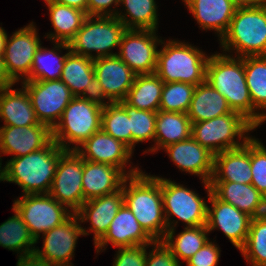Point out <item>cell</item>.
I'll return each instance as SVG.
<instances>
[{"label":"cell","instance_id":"6da1fadb","mask_svg":"<svg viewBox=\"0 0 266 266\" xmlns=\"http://www.w3.org/2000/svg\"><path fill=\"white\" fill-rule=\"evenodd\" d=\"M206 81L223 95L232 111L238 112L258 127L266 120V113L255 112L246 84L243 57L227 54L209 57Z\"/></svg>","mask_w":266,"mask_h":266},{"label":"cell","instance_id":"7a4b0ae2","mask_svg":"<svg viewBox=\"0 0 266 266\" xmlns=\"http://www.w3.org/2000/svg\"><path fill=\"white\" fill-rule=\"evenodd\" d=\"M122 189L124 204L131 210L138 223L154 240H162L168 227L162 203L161 178L140 171L127 176Z\"/></svg>","mask_w":266,"mask_h":266},{"label":"cell","instance_id":"3957f363","mask_svg":"<svg viewBox=\"0 0 266 266\" xmlns=\"http://www.w3.org/2000/svg\"><path fill=\"white\" fill-rule=\"evenodd\" d=\"M65 151L52 140L43 149L12 158L0 169V181L18 184L25 195L48 194L59 158Z\"/></svg>","mask_w":266,"mask_h":266},{"label":"cell","instance_id":"277c9868","mask_svg":"<svg viewBox=\"0 0 266 266\" xmlns=\"http://www.w3.org/2000/svg\"><path fill=\"white\" fill-rule=\"evenodd\" d=\"M220 43L223 51L236 50L237 57L266 56V0L237 7Z\"/></svg>","mask_w":266,"mask_h":266},{"label":"cell","instance_id":"5b68a950","mask_svg":"<svg viewBox=\"0 0 266 266\" xmlns=\"http://www.w3.org/2000/svg\"><path fill=\"white\" fill-rule=\"evenodd\" d=\"M158 51L156 74L164 82H185L195 86L206 81L209 57L184 42L169 40Z\"/></svg>","mask_w":266,"mask_h":266},{"label":"cell","instance_id":"8992f818","mask_svg":"<svg viewBox=\"0 0 266 266\" xmlns=\"http://www.w3.org/2000/svg\"><path fill=\"white\" fill-rule=\"evenodd\" d=\"M102 111L103 107L75 96L52 128V140L64 150H72L67 143L82 145L101 130Z\"/></svg>","mask_w":266,"mask_h":266},{"label":"cell","instance_id":"52a82bcc","mask_svg":"<svg viewBox=\"0 0 266 266\" xmlns=\"http://www.w3.org/2000/svg\"><path fill=\"white\" fill-rule=\"evenodd\" d=\"M256 127L243 115L233 111L210 120L192 124L191 137L214 155L242 147L250 138L245 136ZM244 135V137H243ZM243 138V143L235 137Z\"/></svg>","mask_w":266,"mask_h":266},{"label":"cell","instance_id":"ba28073f","mask_svg":"<svg viewBox=\"0 0 266 266\" xmlns=\"http://www.w3.org/2000/svg\"><path fill=\"white\" fill-rule=\"evenodd\" d=\"M125 30V25L115 16H88L69 42L70 51L93 60L117 55L109 51L120 46ZM92 51H96L97 55H91Z\"/></svg>","mask_w":266,"mask_h":266},{"label":"cell","instance_id":"9c48e42d","mask_svg":"<svg viewBox=\"0 0 266 266\" xmlns=\"http://www.w3.org/2000/svg\"><path fill=\"white\" fill-rule=\"evenodd\" d=\"M19 198L12 209L21 216L36 243L41 232L44 234L61 225L74 214L49 194H29Z\"/></svg>","mask_w":266,"mask_h":266},{"label":"cell","instance_id":"30bf717a","mask_svg":"<svg viewBox=\"0 0 266 266\" xmlns=\"http://www.w3.org/2000/svg\"><path fill=\"white\" fill-rule=\"evenodd\" d=\"M162 203L168 229L175 228L170 222L174 215L186 223V227L206 225L207 204L195 191L169 179L161 178ZM173 225L171 226V224Z\"/></svg>","mask_w":266,"mask_h":266},{"label":"cell","instance_id":"8fae6325","mask_svg":"<svg viewBox=\"0 0 266 266\" xmlns=\"http://www.w3.org/2000/svg\"><path fill=\"white\" fill-rule=\"evenodd\" d=\"M22 83V87L30 96L39 122L52 129L57 123L56 119L60 120L64 109L75 96L60 79L23 81Z\"/></svg>","mask_w":266,"mask_h":266},{"label":"cell","instance_id":"7c38bea8","mask_svg":"<svg viewBox=\"0 0 266 266\" xmlns=\"http://www.w3.org/2000/svg\"><path fill=\"white\" fill-rule=\"evenodd\" d=\"M83 163L84 159L76 150H66L59 158L48 193L60 204L69 207L74 214L83 204Z\"/></svg>","mask_w":266,"mask_h":266},{"label":"cell","instance_id":"4fadbf2b","mask_svg":"<svg viewBox=\"0 0 266 266\" xmlns=\"http://www.w3.org/2000/svg\"><path fill=\"white\" fill-rule=\"evenodd\" d=\"M154 30L126 29L122 35L119 54L136 75L153 74L156 72L158 51L157 43L162 42L156 37Z\"/></svg>","mask_w":266,"mask_h":266},{"label":"cell","instance_id":"5bb4252c","mask_svg":"<svg viewBox=\"0 0 266 266\" xmlns=\"http://www.w3.org/2000/svg\"><path fill=\"white\" fill-rule=\"evenodd\" d=\"M204 185L208 192V200L212 205V209L207 206L206 227L208 231L221 229L231 243L240 250L248 237L251 224L250 215L218 199L212 193L210 183L204 182Z\"/></svg>","mask_w":266,"mask_h":266},{"label":"cell","instance_id":"9a60e30c","mask_svg":"<svg viewBox=\"0 0 266 266\" xmlns=\"http://www.w3.org/2000/svg\"><path fill=\"white\" fill-rule=\"evenodd\" d=\"M79 218L73 214L69 219L44 233L43 250L34 249V254L52 266H72L70 263L77 239L88 235L85 228L79 225Z\"/></svg>","mask_w":266,"mask_h":266},{"label":"cell","instance_id":"2e32d148","mask_svg":"<svg viewBox=\"0 0 266 266\" xmlns=\"http://www.w3.org/2000/svg\"><path fill=\"white\" fill-rule=\"evenodd\" d=\"M33 23L16 31L11 38L6 35L3 61L9 77L16 83L20 77L25 81L31 72L36 51L41 46Z\"/></svg>","mask_w":266,"mask_h":266},{"label":"cell","instance_id":"e0dca14e","mask_svg":"<svg viewBox=\"0 0 266 266\" xmlns=\"http://www.w3.org/2000/svg\"><path fill=\"white\" fill-rule=\"evenodd\" d=\"M80 146H82L81 149L79 146H75L72 150H76L84 160L118 167L126 176L141 171L139 168H132L130 171L128 170V173L124 170L125 164L128 163V159L133 153L132 150L122 141L115 139L102 129L95 132Z\"/></svg>","mask_w":266,"mask_h":266},{"label":"cell","instance_id":"ac0fdd59","mask_svg":"<svg viewBox=\"0 0 266 266\" xmlns=\"http://www.w3.org/2000/svg\"><path fill=\"white\" fill-rule=\"evenodd\" d=\"M52 141V129L43 123L32 126H3L0 128V152L25 156L43 149ZM0 158V168H1Z\"/></svg>","mask_w":266,"mask_h":266},{"label":"cell","instance_id":"d6986e66","mask_svg":"<svg viewBox=\"0 0 266 266\" xmlns=\"http://www.w3.org/2000/svg\"><path fill=\"white\" fill-rule=\"evenodd\" d=\"M95 77L101 83L109 102L123 101L136 74L117 55L93 60Z\"/></svg>","mask_w":266,"mask_h":266},{"label":"cell","instance_id":"ffe728a7","mask_svg":"<svg viewBox=\"0 0 266 266\" xmlns=\"http://www.w3.org/2000/svg\"><path fill=\"white\" fill-rule=\"evenodd\" d=\"M109 242L114 247L124 248L153 245L155 240L138 223L131 210L123 204L105 236L95 245L96 252H100Z\"/></svg>","mask_w":266,"mask_h":266},{"label":"cell","instance_id":"44dd1931","mask_svg":"<svg viewBox=\"0 0 266 266\" xmlns=\"http://www.w3.org/2000/svg\"><path fill=\"white\" fill-rule=\"evenodd\" d=\"M163 149L182 171L200 175L203 183H210L214 171V154L192 137L170 144Z\"/></svg>","mask_w":266,"mask_h":266},{"label":"cell","instance_id":"7402d4cb","mask_svg":"<svg viewBox=\"0 0 266 266\" xmlns=\"http://www.w3.org/2000/svg\"><path fill=\"white\" fill-rule=\"evenodd\" d=\"M124 204L122 187L109 194L85 201L75 213L80 222H91L90 231L94 232V245L107 233L112 220Z\"/></svg>","mask_w":266,"mask_h":266},{"label":"cell","instance_id":"603a6c76","mask_svg":"<svg viewBox=\"0 0 266 266\" xmlns=\"http://www.w3.org/2000/svg\"><path fill=\"white\" fill-rule=\"evenodd\" d=\"M126 177L118 167L84 160L82 175L83 203L119 190Z\"/></svg>","mask_w":266,"mask_h":266},{"label":"cell","instance_id":"cb8c5ba5","mask_svg":"<svg viewBox=\"0 0 266 266\" xmlns=\"http://www.w3.org/2000/svg\"><path fill=\"white\" fill-rule=\"evenodd\" d=\"M211 181L251 184L250 138L240 148L214 155V171Z\"/></svg>","mask_w":266,"mask_h":266},{"label":"cell","instance_id":"d4e9b609","mask_svg":"<svg viewBox=\"0 0 266 266\" xmlns=\"http://www.w3.org/2000/svg\"><path fill=\"white\" fill-rule=\"evenodd\" d=\"M202 29H213L220 39L229 28L237 6L231 0H183Z\"/></svg>","mask_w":266,"mask_h":266},{"label":"cell","instance_id":"484cf974","mask_svg":"<svg viewBox=\"0 0 266 266\" xmlns=\"http://www.w3.org/2000/svg\"><path fill=\"white\" fill-rule=\"evenodd\" d=\"M11 88L0 90V118L4 120V126L38 125L40 122L26 89Z\"/></svg>","mask_w":266,"mask_h":266},{"label":"cell","instance_id":"4316f807","mask_svg":"<svg viewBox=\"0 0 266 266\" xmlns=\"http://www.w3.org/2000/svg\"><path fill=\"white\" fill-rule=\"evenodd\" d=\"M232 112L226 98L204 81L195 87L187 116L193 124Z\"/></svg>","mask_w":266,"mask_h":266},{"label":"cell","instance_id":"83f0119b","mask_svg":"<svg viewBox=\"0 0 266 266\" xmlns=\"http://www.w3.org/2000/svg\"><path fill=\"white\" fill-rule=\"evenodd\" d=\"M192 123L187 114L158 110L155 126V145L148 151L153 152L159 148L187 140L191 137Z\"/></svg>","mask_w":266,"mask_h":266},{"label":"cell","instance_id":"f1b7e54d","mask_svg":"<svg viewBox=\"0 0 266 266\" xmlns=\"http://www.w3.org/2000/svg\"><path fill=\"white\" fill-rule=\"evenodd\" d=\"M46 5L55 30V33L48 34L47 38L55 42L69 43L88 17L87 13L54 1L46 2Z\"/></svg>","mask_w":266,"mask_h":266},{"label":"cell","instance_id":"f546056e","mask_svg":"<svg viewBox=\"0 0 266 266\" xmlns=\"http://www.w3.org/2000/svg\"><path fill=\"white\" fill-rule=\"evenodd\" d=\"M164 81L156 74L136 75L124 101L137 109L157 112Z\"/></svg>","mask_w":266,"mask_h":266},{"label":"cell","instance_id":"4dcf8cb0","mask_svg":"<svg viewBox=\"0 0 266 266\" xmlns=\"http://www.w3.org/2000/svg\"><path fill=\"white\" fill-rule=\"evenodd\" d=\"M212 193L223 202L251 215L262 194L252 184L210 181Z\"/></svg>","mask_w":266,"mask_h":266},{"label":"cell","instance_id":"1f68e13d","mask_svg":"<svg viewBox=\"0 0 266 266\" xmlns=\"http://www.w3.org/2000/svg\"><path fill=\"white\" fill-rule=\"evenodd\" d=\"M174 229V227L168 229L162 241L178 261L182 259L187 262L209 241L207 238L209 231L206 225L185 227V230L179 233L176 238H174Z\"/></svg>","mask_w":266,"mask_h":266},{"label":"cell","instance_id":"d6a6232c","mask_svg":"<svg viewBox=\"0 0 266 266\" xmlns=\"http://www.w3.org/2000/svg\"><path fill=\"white\" fill-rule=\"evenodd\" d=\"M54 48L55 50L59 48L68 49V52L64 56H59L58 53L53 51L54 49L47 50L40 46L34 55L30 76L25 81H50L61 78L64 61L66 55L70 52V46L69 43L56 42Z\"/></svg>","mask_w":266,"mask_h":266},{"label":"cell","instance_id":"836d02e7","mask_svg":"<svg viewBox=\"0 0 266 266\" xmlns=\"http://www.w3.org/2000/svg\"><path fill=\"white\" fill-rule=\"evenodd\" d=\"M95 76L93 59L72 53L66 55L60 80L74 96H81Z\"/></svg>","mask_w":266,"mask_h":266},{"label":"cell","instance_id":"e575fe53","mask_svg":"<svg viewBox=\"0 0 266 266\" xmlns=\"http://www.w3.org/2000/svg\"><path fill=\"white\" fill-rule=\"evenodd\" d=\"M15 215L0 225V246L12 251H21V256L34 253L36 241L16 210ZM31 248V249H30Z\"/></svg>","mask_w":266,"mask_h":266},{"label":"cell","instance_id":"d590c367","mask_svg":"<svg viewBox=\"0 0 266 266\" xmlns=\"http://www.w3.org/2000/svg\"><path fill=\"white\" fill-rule=\"evenodd\" d=\"M125 6L126 14L130 16L127 19V15L117 13V17L124 25L126 29H147L157 30L158 18H157V6L154 0H120Z\"/></svg>","mask_w":266,"mask_h":266},{"label":"cell","instance_id":"8d00e7d4","mask_svg":"<svg viewBox=\"0 0 266 266\" xmlns=\"http://www.w3.org/2000/svg\"><path fill=\"white\" fill-rule=\"evenodd\" d=\"M246 84L253 107L266 109V56L243 57Z\"/></svg>","mask_w":266,"mask_h":266},{"label":"cell","instance_id":"74e56055","mask_svg":"<svg viewBox=\"0 0 266 266\" xmlns=\"http://www.w3.org/2000/svg\"><path fill=\"white\" fill-rule=\"evenodd\" d=\"M101 129L131 149L130 118L118 102L103 108Z\"/></svg>","mask_w":266,"mask_h":266},{"label":"cell","instance_id":"f35d334b","mask_svg":"<svg viewBox=\"0 0 266 266\" xmlns=\"http://www.w3.org/2000/svg\"><path fill=\"white\" fill-rule=\"evenodd\" d=\"M130 118L131 150L136 143L155 139L157 112L137 109L128 105L124 100L118 102Z\"/></svg>","mask_w":266,"mask_h":266},{"label":"cell","instance_id":"ab89813d","mask_svg":"<svg viewBox=\"0 0 266 266\" xmlns=\"http://www.w3.org/2000/svg\"><path fill=\"white\" fill-rule=\"evenodd\" d=\"M195 87L185 82H164L159 110L187 114Z\"/></svg>","mask_w":266,"mask_h":266},{"label":"cell","instance_id":"60d3db41","mask_svg":"<svg viewBox=\"0 0 266 266\" xmlns=\"http://www.w3.org/2000/svg\"><path fill=\"white\" fill-rule=\"evenodd\" d=\"M240 252L252 266H266V220L251 221L246 243Z\"/></svg>","mask_w":266,"mask_h":266},{"label":"cell","instance_id":"b9f144b4","mask_svg":"<svg viewBox=\"0 0 266 266\" xmlns=\"http://www.w3.org/2000/svg\"><path fill=\"white\" fill-rule=\"evenodd\" d=\"M251 184L261 193L266 194V148L250 137Z\"/></svg>","mask_w":266,"mask_h":266},{"label":"cell","instance_id":"7bdbcfd3","mask_svg":"<svg viewBox=\"0 0 266 266\" xmlns=\"http://www.w3.org/2000/svg\"><path fill=\"white\" fill-rule=\"evenodd\" d=\"M146 246L118 248L113 266H145L147 251Z\"/></svg>","mask_w":266,"mask_h":266},{"label":"cell","instance_id":"ee69618b","mask_svg":"<svg viewBox=\"0 0 266 266\" xmlns=\"http://www.w3.org/2000/svg\"><path fill=\"white\" fill-rule=\"evenodd\" d=\"M154 249L147 253L145 266H180V261L172 254L162 240H155Z\"/></svg>","mask_w":266,"mask_h":266},{"label":"cell","instance_id":"f6af8a7d","mask_svg":"<svg viewBox=\"0 0 266 266\" xmlns=\"http://www.w3.org/2000/svg\"><path fill=\"white\" fill-rule=\"evenodd\" d=\"M219 257V248L212 242L208 241L186 263L187 266H217Z\"/></svg>","mask_w":266,"mask_h":266},{"label":"cell","instance_id":"bcb514c9","mask_svg":"<svg viewBox=\"0 0 266 266\" xmlns=\"http://www.w3.org/2000/svg\"><path fill=\"white\" fill-rule=\"evenodd\" d=\"M79 96L82 99L88 100L91 103L97 104L100 107H105L112 102H103L106 97L103 87L99 80L94 76L86 86L84 92ZM87 95V96H86Z\"/></svg>","mask_w":266,"mask_h":266},{"label":"cell","instance_id":"7dc6e473","mask_svg":"<svg viewBox=\"0 0 266 266\" xmlns=\"http://www.w3.org/2000/svg\"><path fill=\"white\" fill-rule=\"evenodd\" d=\"M113 3L118 6L120 0H87V15L115 16L117 12H111V9H108V7L111 6Z\"/></svg>","mask_w":266,"mask_h":266},{"label":"cell","instance_id":"c3c4849f","mask_svg":"<svg viewBox=\"0 0 266 266\" xmlns=\"http://www.w3.org/2000/svg\"><path fill=\"white\" fill-rule=\"evenodd\" d=\"M251 221L266 220V194H262L259 202L256 204L253 212L250 215Z\"/></svg>","mask_w":266,"mask_h":266},{"label":"cell","instance_id":"681fc988","mask_svg":"<svg viewBox=\"0 0 266 266\" xmlns=\"http://www.w3.org/2000/svg\"><path fill=\"white\" fill-rule=\"evenodd\" d=\"M17 266H52L46 261L38 258L34 253L25 256H19Z\"/></svg>","mask_w":266,"mask_h":266},{"label":"cell","instance_id":"f907efd6","mask_svg":"<svg viewBox=\"0 0 266 266\" xmlns=\"http://www.w3.org/2000/svg\"><path fill=\"white\" fill-rule=\"evenodd\" d=\"M15 82L9 77L3 58H0V90L12 87Z\"/></svg>","mask_w":266,"mask_h":266},{"label":"cell","instance_id":"816d5d0a","mask_svg":"<svg viewBox=\"0 0 266 266\" xmlns=\"http://www.w3.org/2000/svg\"><path fill=\"white\" fill-rule=\"evenodd\" d=\"M56 3L68 5L87 13V0H53Z\"/></svg>","mask_w":266,"mask_h":266},{"label":"cell","instance_id":"f5cc1de1","mask_svg":"<svg viewBox=\"0 0 266 266\" xmlns=\"http://www.w3.org/2000/svg\"><path fill=\"white\" fill-rule=\"evenodd\" d=\"M237 7L255 6L261 4L265 0H231Z\"/></svg>","mask_w":266,"mask_h":266},{"label":"cell","instance_id":"db71d44e","mask_svg":"<svg viewBox=\"0 0 266 266\" xmlns=\"http://www.w3.org/2000/svg\"><path fill=\"white\" fill-rule=\"evenodd\" d=\"M6 35L7 33L5 32V30L2 27H0V58H3L4 55Z\"/></svg>","mask_w":266,"mask_h":266}]
</instances>
